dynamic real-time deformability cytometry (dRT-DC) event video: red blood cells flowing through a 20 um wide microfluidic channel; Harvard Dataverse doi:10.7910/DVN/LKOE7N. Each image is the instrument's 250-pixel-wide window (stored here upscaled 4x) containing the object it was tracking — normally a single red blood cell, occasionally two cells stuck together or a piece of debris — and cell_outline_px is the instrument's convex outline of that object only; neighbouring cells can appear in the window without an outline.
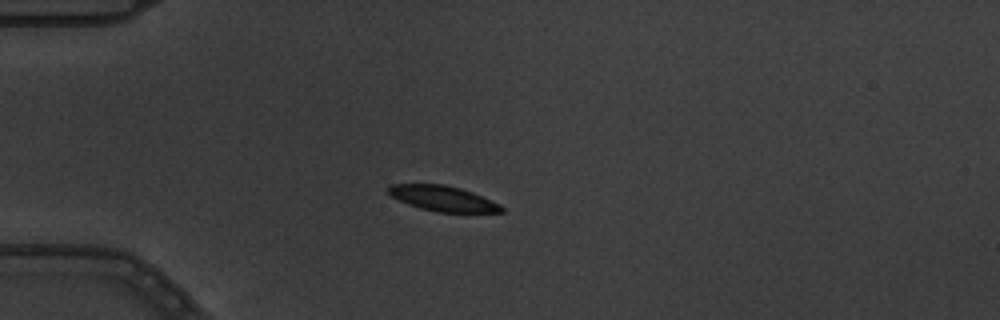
{"species": "common noctule bat (a hibernating species)", "species_latin": "Nyctalus noctula", "temperature_condition": "warm", "stored_images_in_passage": 4, "camera_frame_rate_fps": 3000, "um_per_image_px": 0.085, "animal": {"sex": "male", "body_mass_g": 19.5, "forearm_length_mm": 54.6}, "frame": {"image": 1, "passage_image": 4, "time_ms": 1.0, "image_size_px": [1000, 320], "cell_outline_px": [[504, 212], [440, 212], [420, 208], [408, 204], [392, 196], [388, 192], [388, 188], [392, 184], [444, 184], [460, 188], [472, 192], [500, 204], [504, 208]], "centroid_in_image_um": [37.67, 16.87], "position_along_channel_um": 47.3, "area_um2": 16.47}}